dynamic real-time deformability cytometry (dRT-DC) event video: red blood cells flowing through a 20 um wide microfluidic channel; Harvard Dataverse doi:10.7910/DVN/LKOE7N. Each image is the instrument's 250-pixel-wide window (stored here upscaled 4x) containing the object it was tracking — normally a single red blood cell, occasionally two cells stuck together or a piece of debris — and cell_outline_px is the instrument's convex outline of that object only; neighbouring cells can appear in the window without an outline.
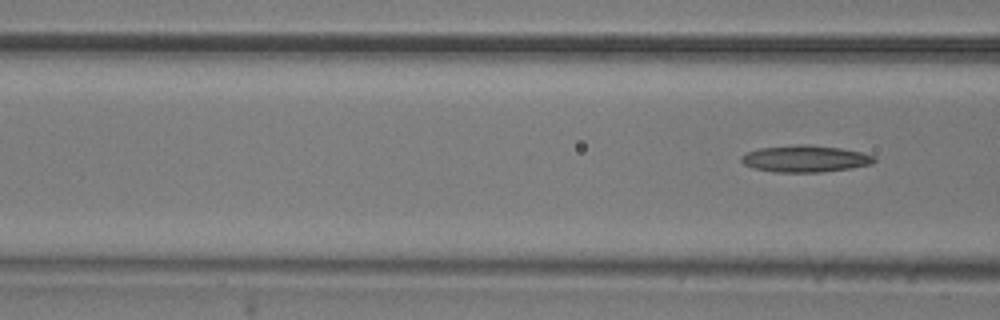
{"species": "common noctule bat (a hibernating species)", "species_latin": "Nyctalus noctula", "temperature_condition": "room temperature", "stored_images_in_passage": 6, "segment_of_instrument_passage": [2, 2], "camera_frame_rate_fps": 3000, "um_per_image_px": 0.085, "animal": {"sex": "male", "body_mass_g": 20.5, "forearm_length_mm": 52.5}, "frame": {"image": 1, "passage_image": 6, "time_ms": 1.667, "image_size_px": [1000, 320], "cell_outline_px": [[876, 160], [872, 164], [852, 168], [820, 172], [776, 172], [752, 168], [744, 164], [740, 160], [740, 156], [744, 152], [760, 148], [800, 144], [808, 144], [840, 148], [860, 152], [876, 156]], "centroid_in_image_um": [68.42, 13.49], "position_along_channel_um": 98.2, "area_um2": 20.87}}